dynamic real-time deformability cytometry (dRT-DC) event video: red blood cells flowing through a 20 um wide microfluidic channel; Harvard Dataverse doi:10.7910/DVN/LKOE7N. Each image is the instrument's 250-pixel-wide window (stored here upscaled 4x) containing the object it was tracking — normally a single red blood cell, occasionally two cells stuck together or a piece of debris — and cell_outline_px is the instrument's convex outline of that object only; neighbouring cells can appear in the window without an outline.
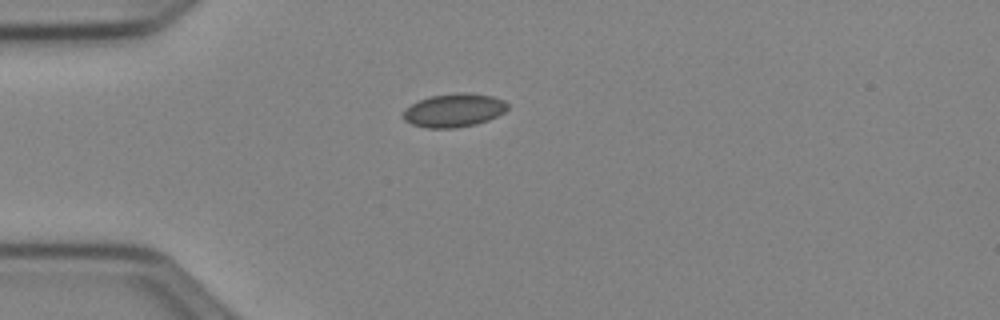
{"species": "Egyptian fruit bat (a non-hibernating species)", "species_latin": "Rousettus aegyptiacus", "temperature_condition": "cold", "stored_images_in_passage": 39, "camera_frame_rate_fps": 3000, "um_per_image_px": 0.085, "animal": {"sex": "female"}, "frame": {"image": 1, "passage_image": 1, "time_ms": 0.0, "image_size_px": [1000, 320], "cell_outline_px": [[508, 108], [504, 112], [488, 120], [476, 124], [452, 128], [424, 128], [412, 124], [404, 120], [404, 112], [412, 104], [420, 100], [432, 96], [456, 92], [468, 92], [492, 96], [504, 100], [508, 104]], "centroid_in_image_um": [38.62, 9.37], "position_along_channel_um": 46.4, "area_um2": 20.23}}
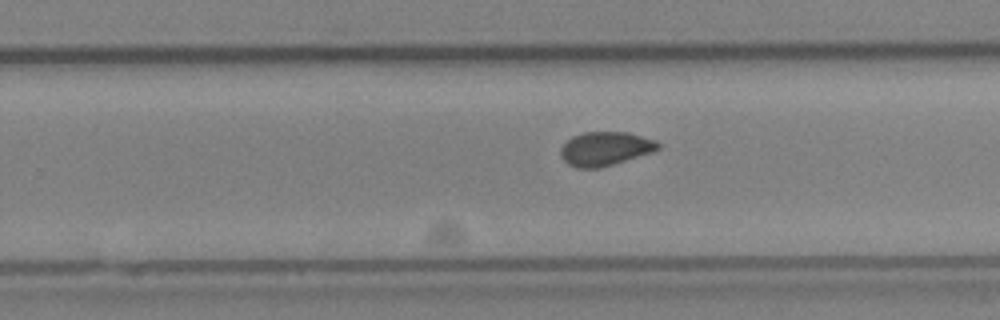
{"frame": {"image": 2, "passage_image": 20, "time_ms": 6.333, "image_size_px": [1000, 320], "cell_outline_px": [[660, 148], [652, 152], [600, 168], [576, 168], [568, 164], [560, 156], [560, 148], [572, 136], [584, 132], [628, 132], [656, 140], [660, 144]], "centroid_in_image_um": [51.43, 12.64], "position_along_channel_um": 278.4, "area_um2": 19.25}}
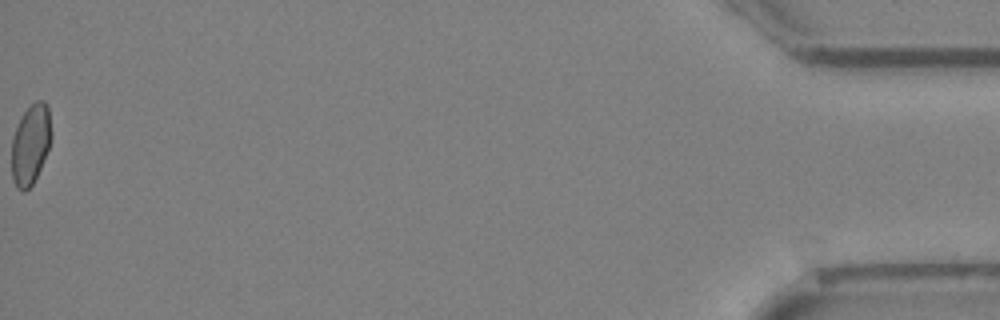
{"frame": {"image": 3, "passage_image": 39, "time_ms": 12.667, "image_size_px": [1000, 320], "cell_outline_px": [[52, 136], [48, 148], [40, 168], [32, 184], [24, 192], [20, 192], [16, 188], [12, 180], [12, 136], [20, 116], [36, 100], [44, 100], [48, 104], [52, 132]], "centroid_in_image_um": [2.59, 12.25], "position_along_channel_um": 432.6, "area_um2": 18.73}, "authors_computed_cell_mechanics": {"area_um2": 19.2474, "velocity_mm_per_s": 3.9754, "shape_relaxation_time_tau1_ms": null, "shape_relaxation_time_tau2_ms": 1.1342, "deformation_change_tau1": null, "deformation_change_tau2": 0.0363}}